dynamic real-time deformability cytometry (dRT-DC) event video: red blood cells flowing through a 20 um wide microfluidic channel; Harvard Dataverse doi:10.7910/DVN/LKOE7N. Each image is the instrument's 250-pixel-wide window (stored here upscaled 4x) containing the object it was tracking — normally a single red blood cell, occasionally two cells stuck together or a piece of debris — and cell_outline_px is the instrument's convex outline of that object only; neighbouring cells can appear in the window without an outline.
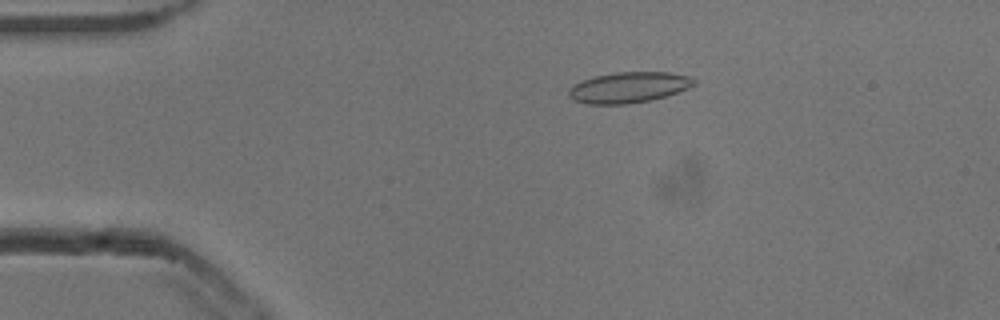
{"species": "common noctule bat (a hibernating species)", "species_latin": "Nyctalus noctula", "temperature_condition": "cold", "stored_images_in_passage": 46, "camera_frame_rate_fps": 3000, "um_per_image_px": 0.085, "animal": {"sex": "male", "body_mass_g": 13.3}, "frame": {"image": 1, "passage_image": 3, "time_ms": 0.667, "image_size_px": [1000, 320], "cell_outline_px": [[696, 84], [688, 88], [664, 96], [648, 100], [628, 104], [584, 104], [572, 100], [568, 96], [568, 88], [572, 84], [580, 80], [596, 76], [616, 72], [668, 72], [688, 76], [696, 80]], "centroid_in_image_um": [53.36, 7.43], "position_along_channel_um": 31.6, "area_um2": 22.54}}
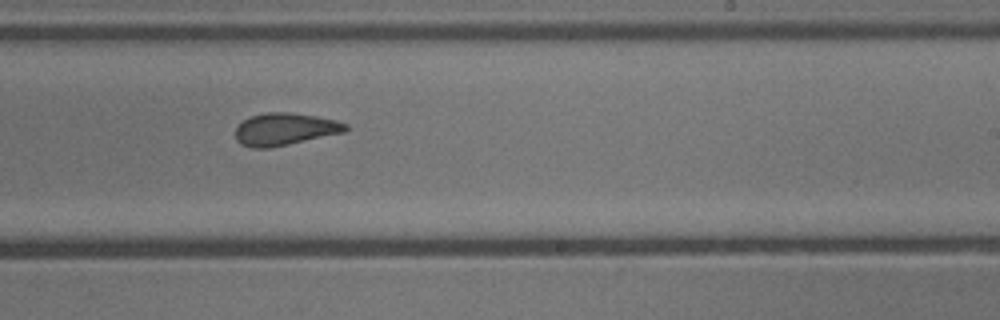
{"frame": {"image": 2, "passage_image": 25, "time_ms": 8.0, "image_size_px": [1000, 320], "cell_outline_px": [[348, 128], [344, 132], [288, 144], [268, 148], [252, 148], [240, 144], [236, 140], [236, 128], [244, 120], [252, 116], [268, 112], [288, 112], [316, 116], [336, 120], [348, 124]], "centroid_in_image_um": [24.21, 10.98], "position_along_channel_um": 264.8, "area_um2": 20.52}}
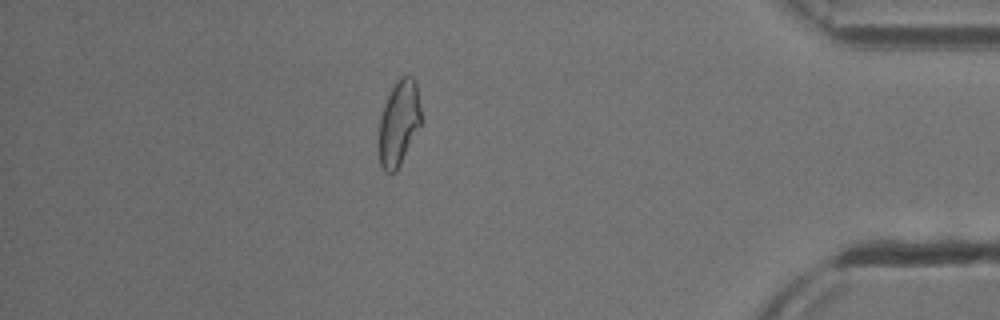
{"frame": {"image": 3, "passage_image": 39, "time_ms": 12.667, "image_size_px": [1000, 320], "cell_outline_px": [[420, 124], [396, 172], [384, 172], [380, 164], [380, 116], [384, 104], [396, 80], [400, 76], [412, 76], [416, 80], [420, 108]], "centroid_in_image_um": [33.9, 10.42], "position_along_channel_um": 401.3, "area_um2": 20.46}, "authors_computed_cell_mechanics": {"area_um2": 21.4727, "velocity_mm_per_s": 3.8405, "shape_relaxation_time_tau1_ms": 7.4982, "shape_relaxation_time_tau2_ms": 2.5353, "deformation_change_tau1": 0.1517, "deformation_change_tau2": 0.082}}